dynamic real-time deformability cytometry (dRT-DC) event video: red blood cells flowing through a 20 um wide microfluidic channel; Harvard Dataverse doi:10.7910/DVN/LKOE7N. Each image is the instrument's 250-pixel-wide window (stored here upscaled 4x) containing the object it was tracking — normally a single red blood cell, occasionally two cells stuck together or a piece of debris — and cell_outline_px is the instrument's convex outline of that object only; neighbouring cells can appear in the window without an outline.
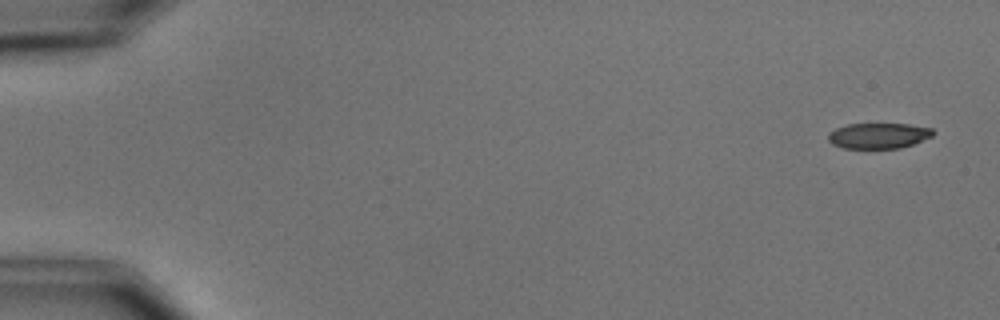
{"species": "common noctule bat (a hibernating species)", "species_latin": "Nyctalus noctula", "temperature_condition": "cold", "stored_images_in_passage": 5, "camera_frame_rate_fps": 3000, "um_per_image_px": 0.085, "animal": {"sex": "male", "body_mass_g": 15.6}, "frame": {"image": 1, "passage_image": 1, "time_ms": 0.0, "image_size_px": [1000, 320], "cell_outline_px": [[936, 132], [932, 136], [912, 144], [900, 148], [844, 148], [832, 144], [828, 140], [828, 132], [836, 128], [848, 124], [908, 124], [932, 128]], "centroid_in_image_um": [74.67, 11.53], "position_along_channel_um": 10.3, "area_um2": 15.61}}
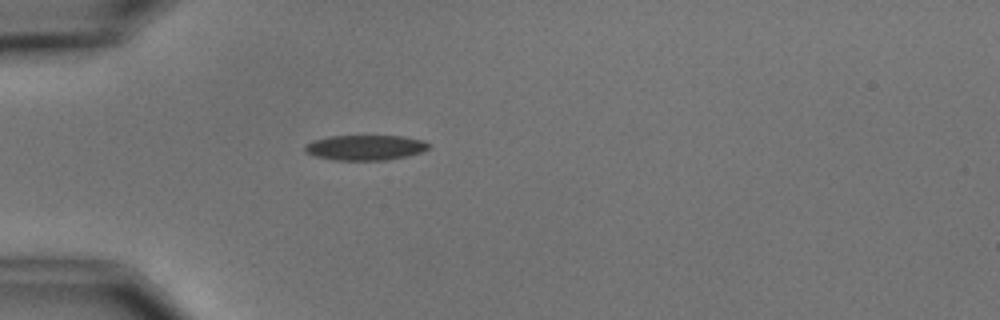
{"frame": {"image": 2, "passage_image": 5, "time_ms": 4.667, "image_size_px": [1000, 320], "cell_outline_px": [[428, 148], [420, 152], [408, 156], [384, 160], [336, 160], [316, 156], [304, 152], [304, 148], [312, 140], [328, 136], [404, 136], [424, 140], [428, 144]], "centroid_in_image_um": [31.04, 12.54], "position_along_channel_um": 54.0, "area_um2": 18.09}}